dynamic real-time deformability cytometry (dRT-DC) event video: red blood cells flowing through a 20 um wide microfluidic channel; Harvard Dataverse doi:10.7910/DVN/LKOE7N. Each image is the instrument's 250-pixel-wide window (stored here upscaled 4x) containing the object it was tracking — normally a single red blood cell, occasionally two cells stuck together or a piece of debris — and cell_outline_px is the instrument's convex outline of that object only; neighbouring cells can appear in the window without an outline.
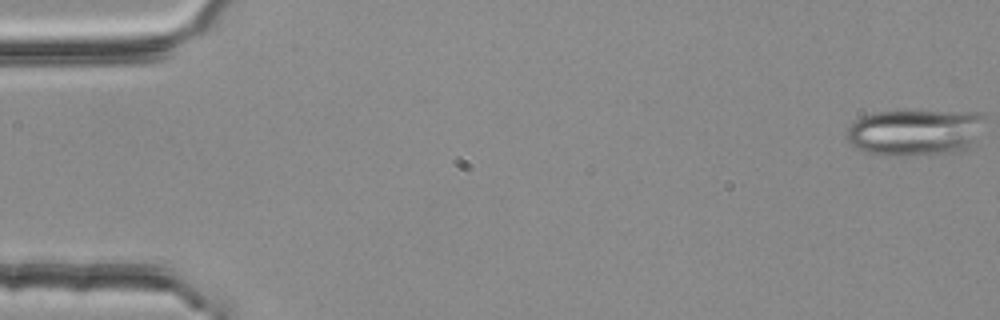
{"species": "common noctule bat (a hibernating species)", "species_latin": "Nyctalus noctula", "temperature_condition": "room temperature", "stored_images_in_passage": 17, "camera_frame_rate_fps": 3000, "um_per_image_px": 0.085, "animal": {"sex": "female", "body_mass_g": 25.1}, "frame": {"image": 1, "passage_image": 1, "time_ms": 0.0, "image_size_px": [1000, 320], "cell_outline_px": [[984, 116], [972, 140], [964, 148], [952, 152], [908, 156], [884, 156], [864, 152], [852, 144], [844, 136], [848, 128], [860, 116], [876, 112], [980, 112]], "centroid_in_image_um": [77.64, 11.26], "position_along_channel_um": 7.4, "area_um2": 36.59}}